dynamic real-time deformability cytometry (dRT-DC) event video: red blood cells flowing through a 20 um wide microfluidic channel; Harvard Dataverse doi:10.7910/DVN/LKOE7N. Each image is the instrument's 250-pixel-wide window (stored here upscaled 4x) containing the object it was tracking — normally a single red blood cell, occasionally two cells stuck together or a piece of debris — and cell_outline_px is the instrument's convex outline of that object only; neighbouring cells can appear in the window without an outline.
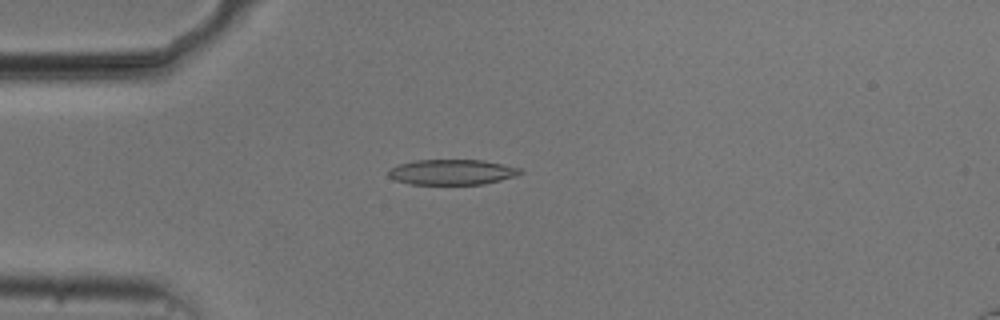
{"species": "common noctule bat (a hibernating species)", "species_latin": "Nyctalus noctula", "temperature_condition": "cold", "stored_images_in_passage": 54, "camera_frame_rate_fps": 3000, "um_per_image_px": 0.085, "animal": {"sex": "male", "body_mass_g": 20.5, "forearm_length_mm": 52.5}, "frame": {"image": 1, "passage_image": 14, "time_ms": 4.333, "image_size_px": [1000, 320], "cell_outline_px": [[524, 172], [516, 176], [484, 184], [408, 184], [396, 180], [388, 176], [388, 172], [392, 168], [400, 164], [416, 160], [484, 160], [520, 168]], "centroid_in_image_um": [38.44, 14.63], "position_along_channel_um": 46.6, "area_um2": 19.36}}
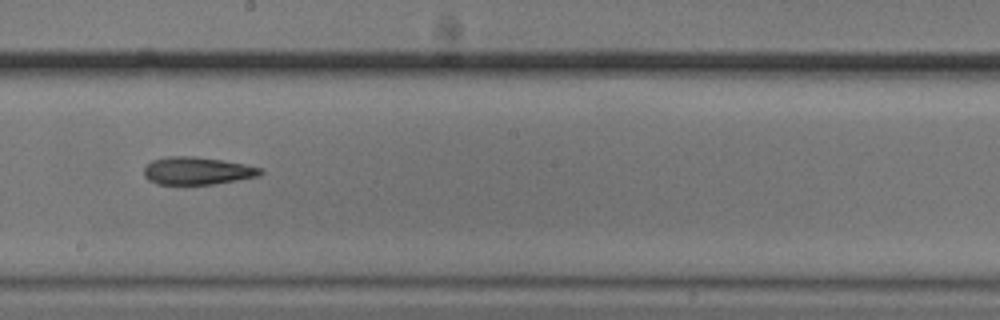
{"frame": {"image": 2, "passage_image": 30, "time_ms": 9.667, "image_size_px": [1000, 320], "cell_outline_px": [[264, 172], [260, 176], [212, 184], [156, 184], [148, 180], [144, 176], [144, 168], [152, 160], [168, 156], [192, 156], [220, 160], [244, 164], [264, 168]], "centroid_in_image_um": [16.77, 14.52], "position_along_channel_um": 231.4, "area_um2": 18.73}}
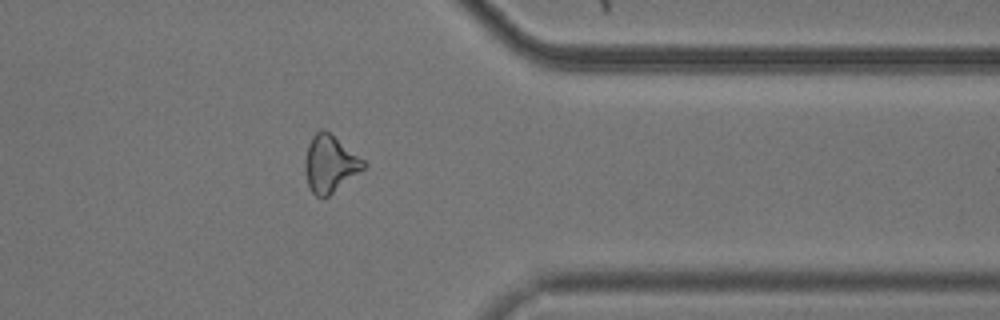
{"frame": {"image": 3, "passage_image": 43, "time_ms": 14.0, "image_size_px": [1000, 320], "cell_outline_px": [[368, 164], [364, 168], [328, 196], [316, 196], [308, 188], [304, 172], [304, 160], [308, 144], [312, 136], [320, 128], [324, 128], [364, 160]], "centroid_in_image_um": [28.0, 13.91], "position_along_channel_um": 383.4, "area_um2": 19.36}}